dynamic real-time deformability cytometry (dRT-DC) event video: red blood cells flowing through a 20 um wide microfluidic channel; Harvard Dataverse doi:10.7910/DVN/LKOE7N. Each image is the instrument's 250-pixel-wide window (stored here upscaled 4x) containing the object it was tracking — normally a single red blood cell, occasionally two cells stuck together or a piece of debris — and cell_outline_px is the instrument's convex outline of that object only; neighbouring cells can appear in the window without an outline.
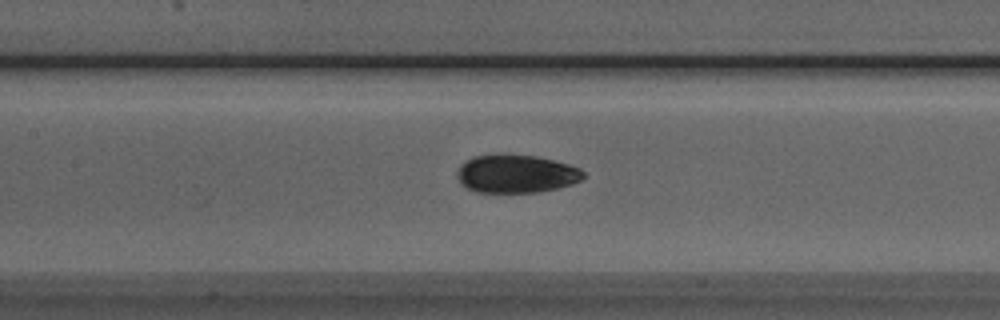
{"species": "Egyptian fruit bat (a non-hibernating species)", "species_latin": "Rousettus aegyptiacus", "temperature_condition": "room temperature", "stored_images_in_passage": 6, "camera_frame_rate_fps": 3000, "um_per_image_px": 0.085, "animal": {"sex": "male"}, "frame": {"image": 1, "passage_image": 6, "time_ms": 6.667, "image_size_px": [1000, 320], "cell_outline_px": [[584, 176], [580, 180], [572, 184], [556, 188], [536, 192], [476, 192], [460, 184], [456, 176], [456, 172], [460, 164], [464, 160], [472, 156], [536, 156], [568, 164], [580, 168], [584, 172]], "centroid_in_image_um": [43.83, 14.79], "position_along_channel_um": 163.6, "area_um2": 27.69}}